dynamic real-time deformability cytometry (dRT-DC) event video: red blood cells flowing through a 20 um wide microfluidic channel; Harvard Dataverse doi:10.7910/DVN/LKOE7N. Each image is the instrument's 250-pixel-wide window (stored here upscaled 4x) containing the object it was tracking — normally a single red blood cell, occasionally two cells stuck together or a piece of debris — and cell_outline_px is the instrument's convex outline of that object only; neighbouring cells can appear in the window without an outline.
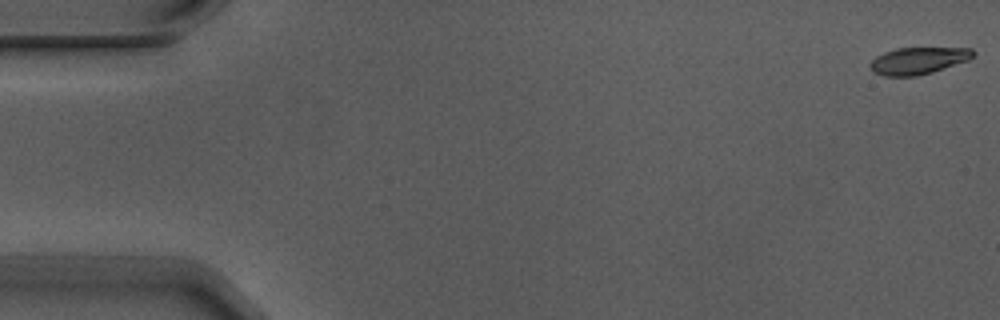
{"species": "Egyptian fruit bat (a non-hibernating species)", "species_latin": "Rousettus aegyptiacus", "temperature_condition": "warm", "stored_images_in_passage": 5, "camera_frame_rate_fps": 3000, "um_per_image_px": 0.085, "animal": {"sex": "male"}, "frame": {"image": 1, "passage_image": 1, "time_ms": 0.0, "image_size_px": [1000, 320], "cell_outline_px": [[976, 56], [968, 60], [932, 72], [916, 76], [884, 76], [872, 72], [868, 64], [876, 56], [884, 52], [896, 48], [972, 48], [976, 52]], "centroid_in_image_um": [78.04, 5.15], "position_along_channel_um": 7.0, "area_um2": 16.3}}
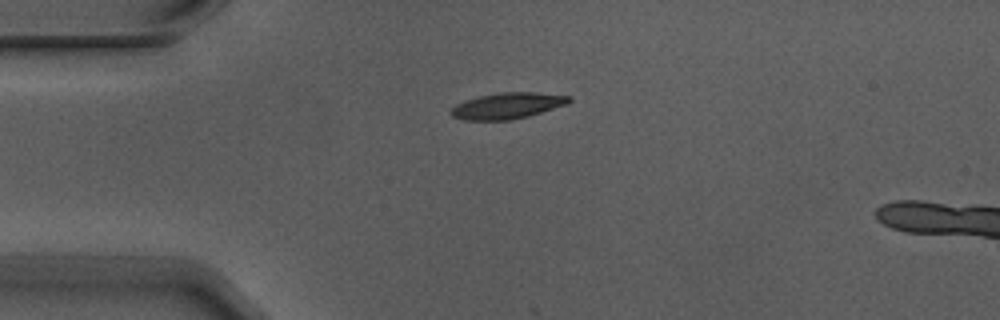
{"frame": {"image": 2, "passage_image": 4, "time_ms": 1.0, "image_size_px": [1000, 320], "cell_outline_px": [[572, 100], [568, 104], [528, 116], [512, 120], [464, 120], [452, 116], [448, 112], [456, 104], [464, 100], [480, 96], [500, 92], [536, 92], [572, 96]], "centroid_in_image_um": [43.14, 8.98], "position_along_channel_um": 41.9, "area_um2": 18.09}}